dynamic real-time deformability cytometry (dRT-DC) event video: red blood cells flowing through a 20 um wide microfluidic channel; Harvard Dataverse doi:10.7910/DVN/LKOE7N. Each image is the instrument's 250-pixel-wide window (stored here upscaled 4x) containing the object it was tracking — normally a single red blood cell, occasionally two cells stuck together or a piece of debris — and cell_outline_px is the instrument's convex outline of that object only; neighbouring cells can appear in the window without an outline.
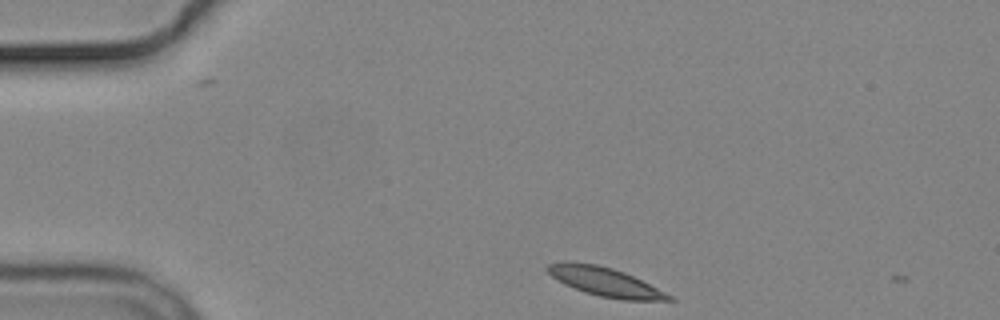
{"species": "common noctule bat (a hibernating species)", "species_latin": "Nyctalus noctula", "temperature_condition": "cold", "stored_images_in_passage": 2, "camera_frame_rate_fps": 3000, "um_per_image_px": 0.085, "animal": {"sex": "male", "body_mass_g": 19.2, "forearm_length_mm": 51.8}, "frame": {"image": 1, "passage_image": 1, "time_ms": 0.0, "image_size_px": [1000, 320], "cell_outline_px": [[676, 300], [624, 300], [600, 296], [584, 292], [564, 284], [552, 276], [544, 268], [548, 264], [560, 260], [564, 260], [596, 264], [612, 268], [624, 272], [676, 296]], "centroid_in_image_um": [51.43, 23.94], "position_along_channel_um": 33.6, "area_um2": 20.63}}